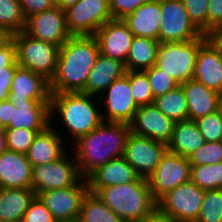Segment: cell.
I'll return each mask as SVG.
<instances>
[{
  "label": "cell",
  "mask_w": 222,
  "mask_h": 222,
  "mask_svg": "<svg viewBox=\"0 0 222 222\" xmlns=\"http://www.w3.org/2000/svg\"><path fill=\"white\" fill-rule=\"evenodd\" d=\"M159 41L148 38L134 36L125 67L127 71H145L156 64Z\"/></svg>",
  "instance_id": "f1b7e54d"
},
{
  "label": "cell",
  "mask_w": 222,
  "mask_h": 222,
  "mask_svg": "<svg viewBox=\"0 0 222 222\" xmlns=\"http://www.w3.org/2000/svg\"><path fill=\"white\" fill-rule=\"evenodd\" d=\"M43 130L4 129L7 150L26 154L36 135Z\"/></svg>",
  "instance_id": "d590c367"
},
{
  "label": "cell",
  "mask_w": 222,
  "mask_h": 222,
  "mask_svg": "<svg viewBox=\"0 0 222 222\" xmlns=\"http://www.w3.org/2000/svg\"><path fill=\"white\" fill-rule=\"evenodd\" d=\"M89 191L96 193L124 222H139L157 207L148 179L140 177L128 184L89 189Z\"/></svg>",
  "instance_id": "277c9868"
},
{
  "label": "cell",
  "mask_w": 222,
  "mask_h": 222,
  "mask_svg": "<svg viewBox=\"0 0 222 222\" xmlns=\"http://www.w3.org/2000/svg\"><path fill=\"white\" fill-rule=\"evenodd\" d=\"M6 150V135L4 130H0V155Z\"/></svg>",
  "instance_id": "816d5d0a"
},
{
  "label": "cell",
  "mask_w": 222,
  "mask_h": 222,
  "mask_svg": "<svg viewBox=\"0 0 222 222\" xmlns=\"http://www.w3.org/2000/svg\"><path fill=\"white\" fill-rule=\"evenodd\" d=\"M36 196L31 188H0V222H22Z\"/></svg>",
  "instance_id": "4316f807"
},
{
  "label": "cell",
  "mask_w": 222,
  "mask_h": 222,
  "mask_svg": "<svg viewBox=\"0 0 222 222\" xmlns=\"http://www.w3.org/2000/svg\"><path fill=\"white\" fill-rule=\"evenodd\" d=\"M105 91L103 103L106 106L102 110L106 109V112H101L103 121L130 124L138 110L131 94L130 71L116 79Z\"/></svg>",
  "instance_id": "5bb4252c"
},
{
  "label": "cell",
  "mask_w": 222,
  "mask_h": 222,
  "mask_svg": "<svg viewBox=\"0 0 222 222\" xmlns=\"http://www.w3.org/2000/svg\"><path fill=\"white\" fill-rule=\"evenodd\" d=\"M99 54L94 35L71 36L60 47L57 71L50 81L51 93L82 92Z\"/></svg>",
  "instance_id": "6da1fadb"
},
{
  "label": "cell",
  "mask_w": 222,
  "mask_h": 222,
  "mask_svg": "<svg viewBox=\"0 0 222 222\" xmlns=\"http://www.w3.org/2000/svg\"><path fill=\"white\" fill-rule=\"evenodd\" d=\"M139 222H176L168 214L163 213L158 207H156L151 213L146 215Z\"/></svg>",
  "instance_id": "c3c4849f"
},
{
  "label": "cell",
  "mask_w": 222,
  "mask_h": 222,
  "mask_svg": "<svg viewBox=\"0 0 222 222\" xmlns=\"http://www.w3.org/2000/svg\"><path fill=\"white\" fill-rule=\"evenodd\" d=\"M26 19L34 14L48 11L56 7L55 0H18Z\"/></svg>",
  "instance_id": "7bdbcfd3"
},
{
  "label": "cell",
  "mask_w": 222,
  "mask_h": 222,
  "mask_svg": "<svg viewBox=\"0 0 222 222\" xmlns=\"http://www.w3.org/2000/svg\"><path fill=\"white\" fill-rule=\"evenodd\" d=\"M153 104L174 122L188 119L186 96L181 85L154 98Z\"/></svg>",
  "instance_id": "f546056e"
},
{
  "label": "cell",
  "mask_w": 222,
  "mask_h": 222,
  "mask_svg": "<svg viewBox=\"0 0 222 222\" xmlns=\"http://www.w3.org/2000/svg\"><path fill=\"white\" fill-rule=\"evenodd\" d=\"M207 39L160 42L155 65L172 76L180 85L193 78L198 49Z\"/></svg>",
  "instance_id": "8992f818"
},
{
  "label": "cell",
  "mask_w": 222,
  "mask_h": 222,
  "mask_svg": "<svg viewBox=\"0 0 222 222\" xmlns=\"http://www.w3.org/2000/svg\"><path fill=\"white\" fill-rule=\"evenodd\" d=\"M53 123L56 122L52 121L50 126L36 135L26 153L32 167L53 162L66 152L63 146L65 137L52 126Z\"/></svg>",
  "instance_id": "7402d4cb"
},
{
  "label": "cell",
  "mask_w": 222,
  "mask_h": 222,
  "mask_svg": "<svg viewBox=\"0 0 222 222\" xmlns=\"http://www.w3.org/2000/svg\"><path fill=\"white\" fill-rule=\"evenodd\" d=\"M31 180L26 154L6 150L0 155V188H31Z\"/></svg>",
  "instance_id": "44dd1931"
},
{
  "label": "cell",
  "mask_w": 222,
  "mask_h": 222,
  "mask_svg": "<svg viewBox=\"0 0 222 222\" xmlns=\"http://www.w3.org/2000/svg\"><path fill=\"white\" fill-rule=\"evenodd\" d=\"M196 222H222V189L204 191L201 211Z\"/></svg>",
  "instance_id": "836d02e7"
},
{
  "label": "cell",
  "mask_w": 222,
  "mask_h": 222,
  "mask_svg": "<svg viewBox=\"0 0 222 222\" xmlns=\"http://www.w3.org/2000/svg\"><path fill=\"white\" fill-rule=\"evenodd\" d=\"M175 122L165 116L154 104L138 107L130 123L131 132L168 144Z\"/></svg>",
  "instance_id": "2e32d148"
},
{
  "label": "cell",
  "mask_w": 222,
  "mask_h": 222,
  "mask_svg": "<svg viewBox=\"0 0 222 222\" xmlns=\"http://www.w3.org/2000/svg\"><path fill=\"white\" fill-rule=\"evenodd\" d=\"M138 178L134 168L122 156L111 159L98 167L86 179L89 189H102L108 186L135 182Z\"/></svg>",
  "instance_id": "603a6c76"
},
{
  "label": "cell",
  "mask_w": 222,
  "mask_h": 222,
  "mask_svg": "<svg viewBox=\"0 0 222 222\" xmlns=\"http://www.w3.org/2000/svg\"><path fill=\"white\" fill-rule=\"evenodd\" d=\"M64 13L72 36L95 35L101 26L113 19L109 0H80Z\"/></svg>",
  "instance_id": "9c48e42d"
},
{
  "label": "cell",
  "mask_w": 222,
  "mask_h": 222,
  "mask_svg": "<svg viewBox=\"0 0 222 222\" xmlns=\"http://www.w3.org/2000/svg\"><path fill=\"white\" fill-rule=\"evenodd\" d=\"M195 122L206 142L222 141V107Z\"/></svg>",
  "instance_id": "8d00e7d4"
},
{
  "label": "cell",
  "mask_w": 222,
  "mask_h": 222,
  "mask_svg": "<svg viewBox=\"0 0 222 222\" xmlns=\"http://www.w3.org/2000/svg\"><path fill=\"white\" fill-rule=\"evenodd\" d=\"M207 38L191 22L182 0H161L159 42H185Z\"/></svg>",
  "instance_id": "8fae6325"
},
{
  "label": "cell",
  "mask_w": 222,
  "mask_h": 222,
  "mask_svg": "<svg viewBox=\"0 0 222 222\" xmlns=\"http://www.w3.org/2000/svg\"><path fill=\"white\" fill-rule=\"evenodd\" d=\"M122 20L134 36L148 37L159 41L161 0H150L144 3Z\"/></svg>",
  "instance_id": "d4e9b609"
},
{
  "label": "cell",
  "mask_w": 222,
  "mask_h": 222,
  "mask_svg": "<svg viewBox=\"0 0 222 222\" xmlns=\"http://www.w3.org/2000/svg\"><path fill=\"white\" fill-rule=\"evenodd\" d=\"M22 222H57L41 199L36 196L24 213Z\"/></svg>",
  "instance_id": "60d3db41"
},
{
  "label": "cell",
  "mask_w": 222,
  "mask_h": 222,
  "mask_svg": "<svg viewBox=\"0 0 222 222\" xmlns=\"http://www.w3.org/2000/svg\"><path fill=\"white\" fill-rule=\"evenodd\" d=\"M66 153L53 162L32 167L31 189L36 195L76 185L83 178L75 157Z\"/></svg>",
  "instance_id": "52a82bcc"
},
{
  "label": "cell",
  "mask_w": 222,
  "mask_h": 222,
  "mask_svg": "<svg viewBox=\"0 0 222 222\" xmlns=\"http://www.w3.org/2000/svg\"><path fill=\"white\" fill-rule=\"evenodd\" d=\"M151 84L154 98L164 95L179 86V83L170 75L164 73L156 65L145 70Z\"/></svg>",
  "instance_id": "f35d334b"
},
{
  "label": "cell",
  "mask_w": 222,
  "mask_h": 222,
  "mask_svg": "<svg viewBox=\"0 0 222 222\" xmlns=\"http://www.w3.org/2000/svg\"><path fill=\"white\" fill-rule=\"evenodd\" d=\"M95 97L81 92L51 93V119L59 115L61 124H64L73 139L72 142H76L103 122L100 113L102 110L96 106H99L98 102L93 101Z\"/></svg>",
  "instance_id": "3957f363"
},
{
  "label": "cell",
  "mask_w": 222,
  "mask_h": 222,
  "mask_svg": "<svg viewBox=\"0 0 222 222\" xmlns=\"http://www.w3.org/2000/svg\"><path fill=\"white\" fill-rule=\"evenodd\" d=\"M191 181L188 158L166 150L160 163L148 178L150 191L156 202L181 184Z\"/></svg>",
  "instance_id": "ba28073f"
},
{
  "label": "cell",
  "mask_w": 222,
  "mask_h": 222,
  "mask_svg": "<svg viewBox=\"0 0 222 222\" xmlns=\"http://www.w3.org/2000/svg\"><path fill=\"white\" fill-rule=\"evenodd\" d=\"M222 25V0H209L207 34Z\"/></svg>",
  "instance_id": "f6af8a7d"
},
{
  "label": "cell",
  "mask_w": 222,
  "mask_h": 222,
  "mask_svg": "<svg viewBox=\"0 0 222 222\" xmlns=\"http://www.w3.org/2000/svg\"><path fill=\"white\" fill-rule=\"evenodd\" d=\"M150 0H109L113 19H123Z\"/></svg>",
  "instance_id": "b9f144b4"
},
{
  "label": "cell",
  "mask_w": 222,
  "mask_h": 222,
  "mask_svg": "<svg viewBox=\"0 0 222 222\" xmlns=\"http://www.w3.org/2000/svg\"><path fill=\"white\" fill-rule=\"evenodd\" d=\"M191 167L222 162V141L206 142L188 157Z\"/></svg>",
  "instance_id": "74e56055"
},
{
  "label": "cell",
  "mask_w": 222,
  "mask_h": 222,
  "mask_svg": "<svg viewBox=\"0 0 222 222\" xmlns=\"http://www.w3.org/2000/svg\"><path fill=\"white\" fill-rule=\"evenodd\" d=\"M203 189L189 181L163 196L157 207L176 222H196L204 197Z\"/></svg>",
  "instance_id": "30bf717a"
},
{
  "label": "cell",
  "mask_w": 222,
  "mask_h": 222,
  "mask_svg": "<svg viewBox=\"0 0 222 222\" xmlns=\"http://www.w3.org/2000/svg\"><path fill=\"white\" fill-rule=\"evenodd\" d=\"M1 130L13 121V105L9 100L0 101Z\"/></svg>",
  "instance_id": "7dc6e473"
},
{
  "label": "cell",
  "mask_w": 222,
  "mask_h": 222,
  "mask_svg": "<svg viewBox=\"0 0 222 222\" xmlns=\"http://www.w3.org/2000/svg\"><path fill=\"white\" fill-rule=\"evenodd\" d=\"M18 66L15 61L10 67H7V72H0V101L9 100L12 79Z\"/></svg>",
  "instance_id": "bcb514c9"
},
{
  "label": "cell",
  "mask_w": 222,
  "mask_h": 222,
  "mask_svg": "<svg viewBox=\"0 0 222 222\" xmlns=\"http://www.w3.org/2000/svg\"><path fill=\"white\" fill-rule=\"evenodd\" d=\"M191 181L200 189H222V162L191 167Z\"/></svg>",
  "instance_id": "d6a6232c"
},
{
  "label": "cell",
  "mask_w": 222,
  "mask_h": 222,
  "mask_svg": "<svg viewBox=\"0 0 222 222\" xmlns=\"http://www.w3.org/2000/svg\"><path fill=\"white\" fill-rule=\"evenodd\" d=\"M131 132L130 124L103 121L94 130L71 143L79 172L87 178L111 159L122 157Z\"/></svg>",
  "instance_id": "7a4b0ae2"
},
{
  "label": "cell",
  "mask_w": 222,
  "mask_h": 222,
  "mask_svg": "<svg viewBox=\"0 0 222 222\" xmlns=\"http://www.w3.org/2000/svg\"><path fill=\"white\" fill-rule=\"evenodd\" d=\"M94 36L102 55L126 62L134 35L122 19L107 21Z\"/></svg>",
  "instance_id": "ac0fdd59"
},
{
  "label": "cell",
  "mask_w": 222,
  "mask_h": 222,
  "mask_svg": "<svg viewBox=\"0 0 222 222\" xmlns=\"http://www.w3.org/2000/svg\"><path fill=\"white\" fill-rule=\"evenodd\" d=\"M130 87L133 100L138 107L154 103V96L146 71H130Z\"/></svg>",
  "instance_id": "e575fe53"
},
{
  "label": "cell",
  "mask_w": 222,
  "mask_h": 222,
  "mask_svg": "<svg viewBox=\"0 0 222 222\" xmlns=\"http://www.w3.org/2000/svg\"><path fill=\"white\" fill-rule=\"evenodd\" d=\"M10 36L3 30H0V46L9 38Z\"/></svg>",
  "instance_id": "f5cc1de1"
},
{
  "label": "cell",
  "mask_w": 222,
  "mask_h": 222,
  "mask_svg": "<svg viewBox=\"0 0 222 222\" xmlns=\"http://www.w3.org/2000/svg\"><path fill=\"white\" fill-rule=\"evenodd\" d=\"M29 100H51L50 81L43 75L18 66L10 88L9 101L16 104Z\"/></svg>",
  "instance_id": "e0dca14e"
},
{
  "label": "cell",
  "mask_w": 222,
  "mask_h": 222,
  "mask_svg": "<svg viewBox=\"0 0 222 222\" xmlns=\"http://www.w3.org/2000/svg\"><path fill=\"white\" fill-rule=\"evenodd\" d=\"M77 222L124 221L106 206L96 193L88 191L83 199L80 216Z\"/></svg>",
  "instance_id": "4dcf8cb0"
},
{
  "label": "cell",
  "mask_w": 222,
  "mask_h": 222,
  "mask_svg": "<svg viewBox=\"0 0 222 222\" xmlns=\"http://www.w3.org/2000/svg\"><path fill=\"white\" fill-rule=\"evenodd\" d=\"M50 100L13 105V121L5 129L45 130L51 125Z\"/></svg>",
  "instance_id": "cb8c5ba5"
},
{
  "label": "cell",
  "mask_w": 222,
  "mask_h": 222,
  "mask_svg": "<svg viewBox=\"0 0 222 222\" xmlns=\"http://www.w3.org/2000/svg\"><path fill=\"white\" fill-rule=\"evenodd\" d=\"M55 1H56V7L65 10L66 8L75 5L80 0H55Z\"/></svg>",
  "instance_id": "f907efd6"
},
{
  "label": "cell",
  "mask_w": 222,
  "mask_h": 222,
  "mask_svg": "<svg viewBox=\"0 0 222 222\" xmlns=\"http://www.w3.org/2000/svg\"><path fill=\"white\" fill-rule=\"evenodd\" d=\"M180 85L186 96L188 119L195 121L222 107L221 95L199 81L192 78Z\"/></svg>",
  "instance_id": "ffe728a7"
},
{
  "label": "cell",
  "mask_w": 222,
  "mask_h": 222,
  "mask_svg": "<svg viewBox=\"0 0 222 222\" xmlns=\"http://www.w3.org/2000/svg\"><path fill=\"white\" fill-rule=\"evenodd\" d=\"M126 72L125 63L100 53L89 73L85 89L81 93L97 98V95H102L116 79L123 77Z\"/></svg>",
  "instance_id": "484cf974"
},
{
  "label": "cell",
  "mask_w": 222,
  "mask_h": 222,
  "mask_svg": "<svg viewBox=\"0 0 222 222\" xmlns=\"http://www.w3.org/2000/svg\"><path fill=\"white\" fill-rule=\"evenodd\" d=\"M207 38L222 54V25L214 28L207 34Z\"/></svg>",
  "instance_id": "681fc988"
},
{
  "label": "cell",
  "mask_w": 222,
  "mask_h": 222,
  "mask_svg": "<svg viewBox=\"0 0 222 222\" xmlns=\"http://www.w3.org/2000/svg\"><path fill=\"white\" fill-rule=\"evenodd\" d=\"M11 38L15 44L18 65L51 81L57 71L60 47L35 39L24 31L12 35Z\"/></svg>",
  "instance_id": "5b68a950"
},
{
  "label": "cell",
  "mask_w": 222,
  "mask_h": 222,
  "mask_svg": "<svg viewBox=\"0 0 222 222\" xmlns=\"http://www.w3.org/2000/svg\"><path fill=\"white\" fill-rule=\"evenodd\" d=\"M191 22L202 33L207 35V14L209 0H182Z\"/></svg>",
  "instance_id": "ab89813d"
},
{
  "label": "cell",
  "mask_w": 222,
  "mask_h": 222,
  "mask_svg": "<svg viewBox=\"0 0 222 222\" xmlns=\"http://www.w3.org/2000/svg\"><path fill=\"white\" fill-rule=\"evenodd\" d=\"M166 150V144L130 132L123 157L140 178L148 179Z\"/></svg>",
  "instance_id": "4fadbf2b"
},
{
  "label": "cell",
  "mask_w": 222,
  "mask_h": 222,
  "mask_svg": "<svg viewBox=\"0 0 222 222\" xmlns=\"http://www.w3.org/2000/svg\"><path fill=\"white\" fill-rule=\"evenodd\" d=\"M193 79L222 95V54L209 39L198 49Z\"/></svg>",
  "instance_id": "d6986e66"
},
{
  "label": "cell",
  "mask_w": 222,
  "mask_h": 222,
  "mask_svg": "<svg viewBox=\"0 0 222 222\" xmlns=\"http://www.w3.org/2000/svg\"><path fill=\"white\" fill-rule=\"evenodd\" d=\"M26 17L18 0H0V30L9 36L24 31Z\"/></svg>",
  "instance_id": "1f68e13d"
},
{
  "label": "cell",
  "mask_w": 222,
  "mask_h": 222,
  "mask_svg": "<svg viewBox=\"0 0 222 222\" xmlns=\"http://www.w3.org/2000/svg\"><path fill=\"white\" fill-rule=\"evenodd\" d=\"M205 143L196 122L186 119L175 122L167 150L188 158Z\"/></svg>",
  "instance_id": "83f0119b"
},
{
  "label": "cell",
  "mask_w": 222,
  "mask_h": 222,
  "mask_svg": "<svg viewBox=\"0 0 222 222\" xmlns=\"http://www.w3.org/2000/svg\"><path fill=\"white\" fill-rule=\"evenodd\" d=\"M16 61V48L11 36L0 46V72H7Z\"/></svg>",
  "instance_id": "ee69618b"
},
{
  "label": "cell",
  "mask_w": 222,
  "mask_h": 222,
  "mask_svg": "<svg viewBox=\"0 0 222 222\" xmlns=\"http://www.w3.org/2000/svg\"><path fill=\"white\" fill-rule=\"evenodd\" d=\"M88 191L87 179L82 178L76 185L40 192L37 196L57 222H77Z\"/></svg>",
  "instance_id": "7c38bea8"
},
{
  "label": "cell",
  "mask_w": 222,
  "mask_h": 222,
  "mask_svg": "<svg viewBox=\"0 0 222 222\" xmlns=\"http://www.w3.org/2000/svg\"><path fill=\"white\" fill-rule=\"evenodd\" d=\"M24 32L29 36L61 47L72 35L69 32L64 10L54 7L29 16Z\"/></svg>",
  "instance_id": "9a60e30c"
}]
</instances>
